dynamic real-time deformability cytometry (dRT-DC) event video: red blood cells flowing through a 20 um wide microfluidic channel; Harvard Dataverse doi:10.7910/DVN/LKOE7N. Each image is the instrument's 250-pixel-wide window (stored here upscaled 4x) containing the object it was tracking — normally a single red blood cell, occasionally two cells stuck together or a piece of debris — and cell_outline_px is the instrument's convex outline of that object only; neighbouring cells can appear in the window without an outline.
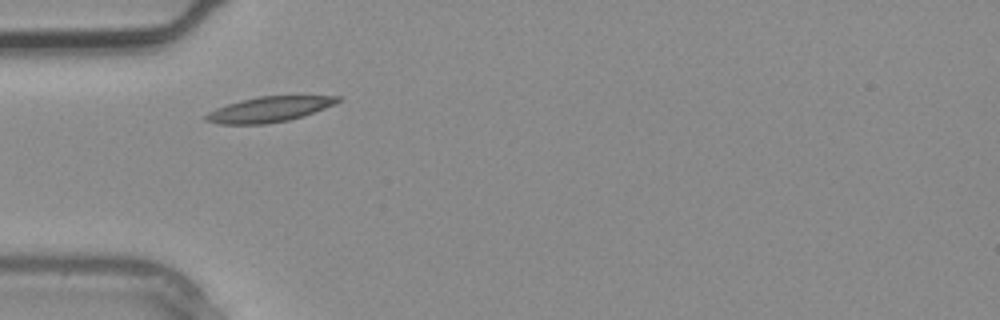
{"species": "common noctule bat (a hibernating species)", "species_latin": "Nyctalus noctula", "temperature_condition": "warm", "stored_images_in_passage": 2, "camera_frame_rate_fps": 3000, "um_per_image_px": 0.085, "animal": {"sex": "male", "body_mass_g": 20.4}, "frame": {"image": 1, "passage_image": 2, "time_ms": 0.333, "image_size_px": [1000, 320], "cell_outline_px": [[344, 100], [336, 104], [304, 116], [288, 120], [264, 124], [220, 124], [204, 120], [204, 116], [208, 112], [216, 108], [240, 100], [260, 96], [340, 96]], "centroid_in_image_um": [22.91, 9.29], "position_along_channel_um": 62.1, "area_um2": 19.48}}